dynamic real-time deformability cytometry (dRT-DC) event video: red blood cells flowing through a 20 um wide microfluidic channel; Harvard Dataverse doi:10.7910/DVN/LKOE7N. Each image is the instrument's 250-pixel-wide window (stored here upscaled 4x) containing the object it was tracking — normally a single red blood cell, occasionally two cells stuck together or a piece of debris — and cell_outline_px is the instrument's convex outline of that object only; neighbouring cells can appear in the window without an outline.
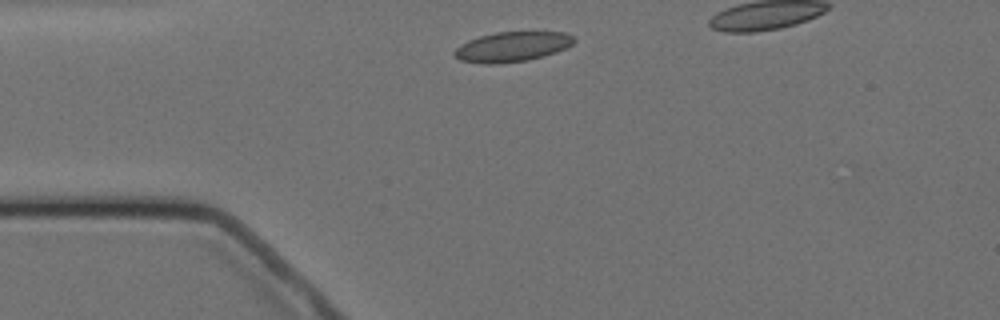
{"species": "Egyptian fruit bat (a non-hibernating species)", "species_latin": "Rousettus aegyptiacus", "temperature_condition": "cold", "stored_images_in_passage": 5, "segment_of_instrument_passage": [1, 2], "camera_frame_rate_fps": 3000, "um_per_image_px": 0.085, "animal": {"sex": "female"}, "frame": {"image": 1, "passage_image": 1, "time_ms": 0.0, "image_size_px": [1000, 320], "cell_outline_px": [[576, 40], [572, 44], [556, 52], [528, 60], [496, 64], [484, 64], [460, 60], [452, 52], [460, 44], [468, 40], [480, 36], [496, 32], [564, 32], [576, 36]], "centroid_in_image_um": [43.53, 3.97], "position_along_channel_um": 41.5, "area_um2": 20.87}}
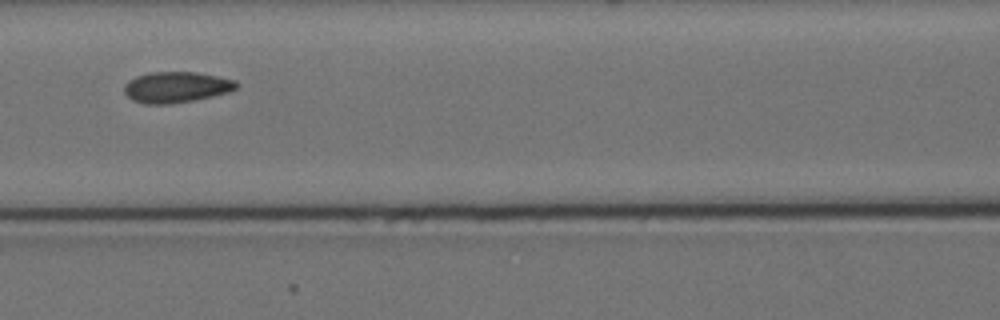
{"frame": {"image": 2, "passage_image": 4, "time_ms": 3.667, "image_size_px": [1000, 320], "cell_outline_px": [[240, 84], [236, 88], [228, 92], [192, 100], [168, 104], [144, 104], [132, 100], [124, 92], [124, 84], [128, 80], [136, 76], [148, 72], [196, 72], [236, 80]], "centroid_in_image_um": [14.95, 7.4], "position_along_channel_um": 151.7, "area_um2": 20.17}}